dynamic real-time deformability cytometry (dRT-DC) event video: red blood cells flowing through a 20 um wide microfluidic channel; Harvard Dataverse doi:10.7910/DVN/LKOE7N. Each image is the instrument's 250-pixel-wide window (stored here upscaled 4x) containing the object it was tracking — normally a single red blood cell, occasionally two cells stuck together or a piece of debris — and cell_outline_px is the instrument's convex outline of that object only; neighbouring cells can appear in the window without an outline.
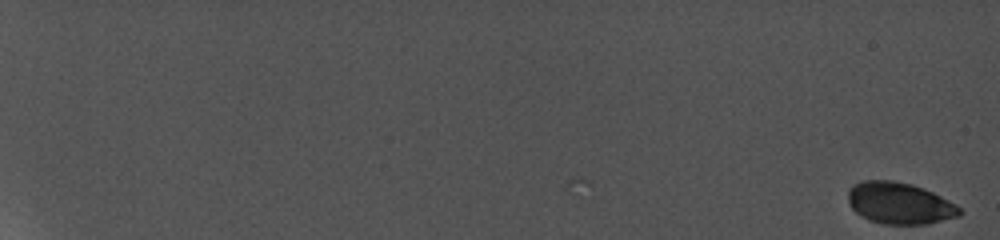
{"species": "common noctule bat (a hibernating species)", "species_latin": "Nyctalus noctula", "temperature_condition": "cold", "stored_images_in_passage": 2, "camera_frame_rate_fps": 5000, "um_per_image_px": 0.085, "animal": {"sex": "female", "body_mass_g": 19.0, "forearm_length_mm": 56.7}, "frame": {"image": 1, "passage_image": 2, "time_ms": 1.0, "image_size_px": [1000, 240], "cell_outline_px": [[960, 216], [928, 224], [884, 224], [868, 220], [856, 212], [852, 208], [848, 200], [848, 192], [856, 184], [868, 180], [888, 180], [908, 184], [932, 192], [960, 208]], "centroid_in_image_um": [76.44, 17.3], "position_along_channel_um": 8.6, "area_um2": 26.41}}